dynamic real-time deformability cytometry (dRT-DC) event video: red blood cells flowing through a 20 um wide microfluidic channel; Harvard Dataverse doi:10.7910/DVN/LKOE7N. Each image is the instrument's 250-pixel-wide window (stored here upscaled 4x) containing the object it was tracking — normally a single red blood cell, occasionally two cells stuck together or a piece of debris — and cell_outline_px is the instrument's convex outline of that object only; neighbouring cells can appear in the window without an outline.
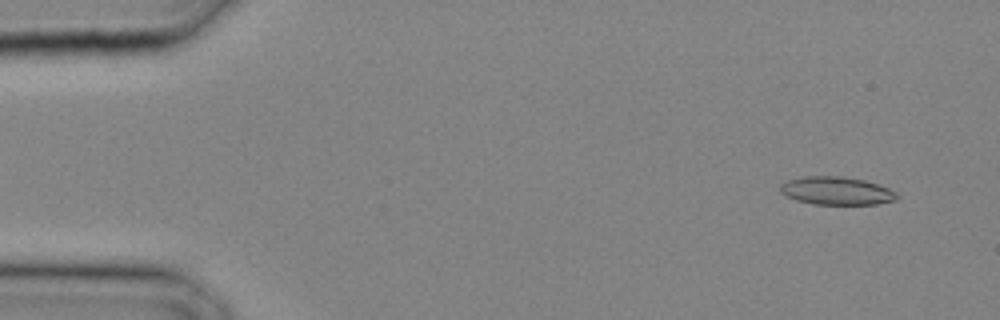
{"species": "common noctule bat (a hibernating species)", "species_latin": "Nyctalus noctula", "temperature_condition": "cold", "stored_images_in_passage": 29, "camera_frame_rate_fps": 3000, "um_per_image_px": 0.085, "animal": {"sex": "male", "body_mass_g": 20.4}, "frame": {"image": 1, "passage_image": 2, "time_ms": 0.333, "image_size_px": [1000, 320], "cell_outline_px": [[900, 196], [896, 200], [876, 204], [812, 204], [796, 200], [780, 192], [780, 184], [788, 180], [804, 176], [840, 176], [864, 180], [888, 188], [896, 192]], "centroid_in_image_um": [71.1, 16.22], "position_along_channel_um": 13.9, "area_um2": 19.02}}
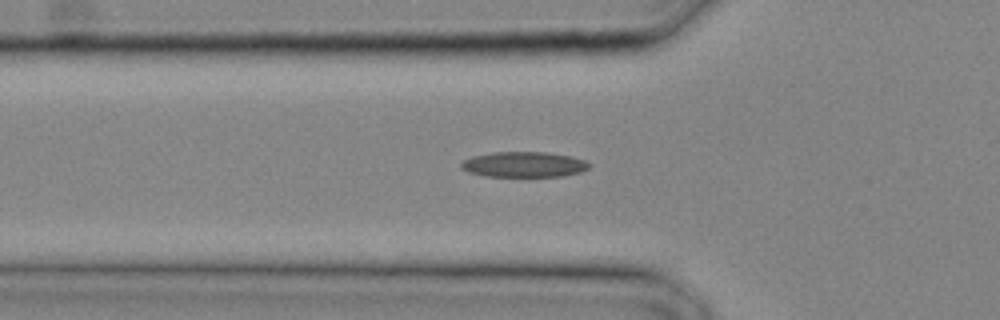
{"frame": {"image": 2, "passage_image": 10, "time_ms": 3.0, "image_size_px": [1000, 320], "cell_outline_px": [[588, 168], [580, 172], [564, 176], [484, 176], [468, 172], [460, 168], [460, 164], [464, 160], [472, 156], [492, 152], [548, 152], [572, 156], [584, 160], [588, 164]], "centroid_in_image_um": [44.5, 13.97], "position_along_channel_um": 81.3, "area_um2": 18.96}}
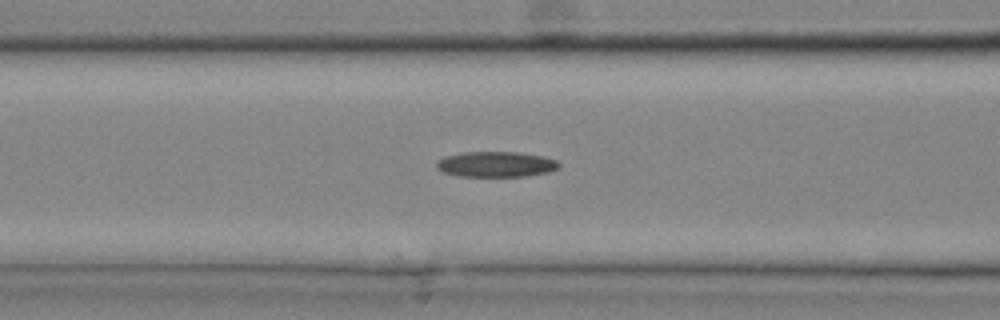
{"frame": {"image": 3, "passage_image": 12, "time_ms": 3.667, "image_size_px": [1000, 320], "cell_outline_px": [[560, 168], [548, 172], [524, 176], [460, 176], [444, 172], [436, 168], [436, 160], [444, 156], [460, 152], [520, 152], [544, 156], [556, 160], [560, 164]], "centroid_in_image_um": [42.15, 13.95], "position_along_channel_um": 124.5, "area_um2": 18.32}}